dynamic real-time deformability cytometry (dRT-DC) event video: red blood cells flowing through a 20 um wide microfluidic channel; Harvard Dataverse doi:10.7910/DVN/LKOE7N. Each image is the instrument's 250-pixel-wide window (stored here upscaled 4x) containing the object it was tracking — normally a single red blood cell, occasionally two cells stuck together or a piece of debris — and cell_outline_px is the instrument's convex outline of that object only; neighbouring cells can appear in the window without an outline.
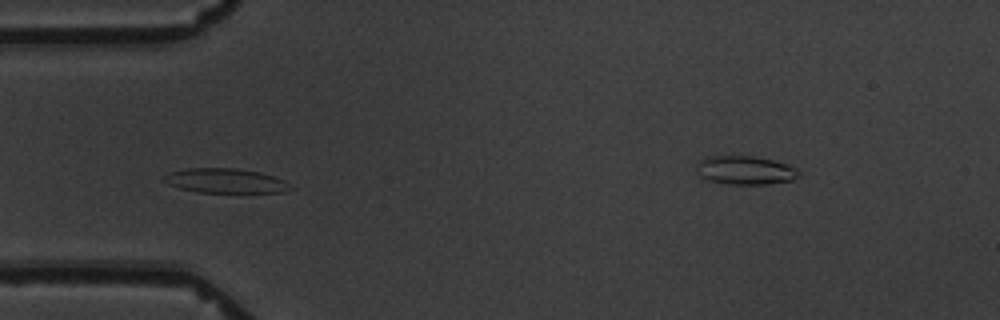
{"species": "common noctule bat (a hibernating species)", "species_latin": "Nyctalus noctula", "temperature_condition": "warm", "stored_images_in_passage": 5, "camera_frame_rate_fps": 3000, "um_per_image_px": 0.085, "animal": {"sex": "male", "body_mass_g": 19.5, "forearm_length_mm": 54.6}, "frame": {"image": 1, "passage_image": 4, "time_ms": 5.0, "image_size_px": [1000, 320], "cell_outline_px": [[292, 188], [288, 192], [196, 192], [180, 188], [168, 184], [160, 180], [168, 172], [188, 168], [236, 168], [260, 172], [284, 180]], "centroid_in_image_um": [19.11, 15.36], "position_along_channel_um": 65.9, "area_um2": 18.09}}